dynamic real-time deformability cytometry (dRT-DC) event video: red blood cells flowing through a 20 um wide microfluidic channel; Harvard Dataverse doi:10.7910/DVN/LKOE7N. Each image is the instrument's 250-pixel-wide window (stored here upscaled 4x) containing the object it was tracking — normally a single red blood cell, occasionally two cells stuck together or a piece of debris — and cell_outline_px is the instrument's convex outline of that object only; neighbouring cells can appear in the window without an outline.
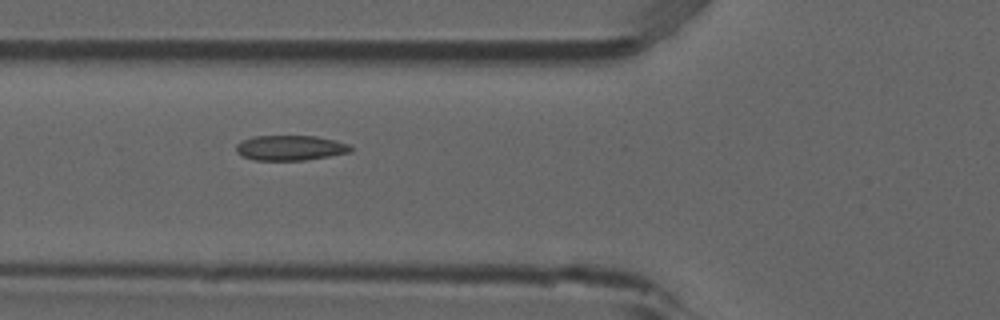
{"species": "common noctule bat (a hibernating species)", "species_latin": "Nyctalus noctula", "temperature_condition": "room temperature", "stored_images_in_passage": 6, "camera_frame_rate_fps": 3000, "um_per_image_px": 0.085, "animal": {"sex": "male", "forearm_length_mm": 52.5}, "frame": {"image": 1, "passage_image": 6, "time_ms": 1.667, "image_size_px": [1000, 320], "cell_outline_px": [[352, 152], [304, 160], [256, 160], [244, 156], [236, 152], [236, 144], [252, 136], [316, 136], [336, 140], [348, 144], [352, 148]], "centroid_in_image_um": [24.69, 12.56], "position_along_channel_um": 101.1, "area_um2": 16.65}}